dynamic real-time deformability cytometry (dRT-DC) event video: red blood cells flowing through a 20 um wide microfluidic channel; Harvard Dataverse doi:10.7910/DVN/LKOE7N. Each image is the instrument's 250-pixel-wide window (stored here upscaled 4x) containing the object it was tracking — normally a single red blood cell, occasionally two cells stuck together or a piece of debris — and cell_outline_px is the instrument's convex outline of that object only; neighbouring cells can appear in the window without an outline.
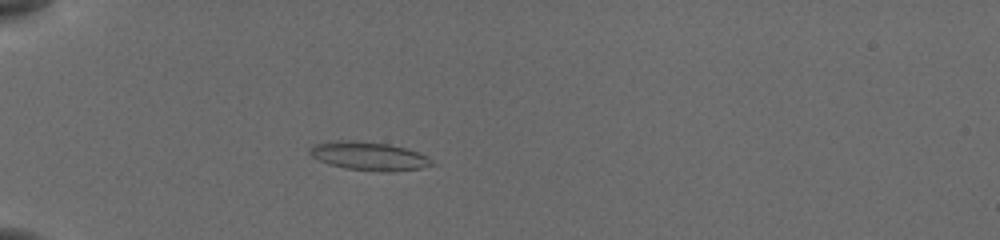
{"species": "common noctule bat (a hibernating species)", "species_latin": "Nyctalus noctula", "temperature_condition": "cold", "stored_images_in_passage": 55, "camera_frame_rate_fps": 3000, "um_per_image_px": 0.085, "animal": {"sex": "female", "body_mass_g": 19.5, "forearm_length_mm": 54.1}, "frame": {"image": 1, "passage_image": 18, "time_ms": 5.667, "image_size_px": [1000, 240], "cell_outline_px": [[436, 164], [420, 168], [392, 172], [388, 172], [344, 168], [328, 164], [312, 156], [308, 152], [308, 148], [316, 144], [336, 140], [352, 140], [388, 144], [404, 148], [428, 156]], "centroid_in_image_um": [31.35, 13.27], "position_along_channel_um": 53.6, "area_um2": 20.17}}
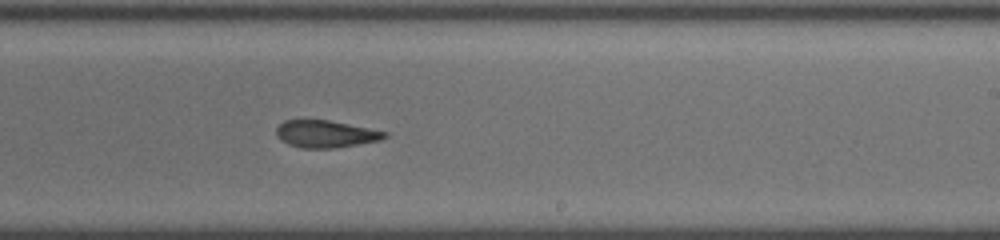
{"frame": {"image": 2, "passage_image": 36, "time_ms": 11.667, "image_size_px": [1000, 240], "cell_outline_px": [[388, 136], [380, 140], [336, 148], [300, 148], [288, 144], [280, 140], [276, 136], [276, 128], [284, 120], [328, 120], [388, 132]], "centroid_in_image_um": [27.65, 11.39], "position_along_channel_um": 261.3, "area_um2": 17.17}}
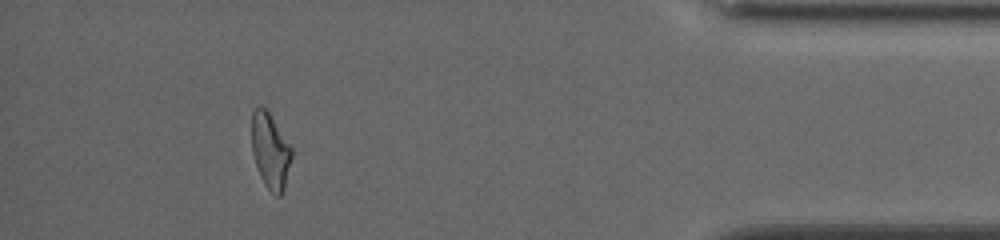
{"frame": {"image": 3, "passage_image": 51, "time_ms": 16.667, "image_size_px": [1000, 240], "cell_outline_px": [[292, 156], [284, 192], [280, 196], [276, 196], [264, 184], [260, 176], [252, 152], [252, 108], [260, 104], [268, 108], [292, 148]], "centroid_in_image_um": [22.98, 12.76], "position_along_channel_um": 412.2, "area_um2": 18.03}, "authors_computed_cell_mechanics": {"area_um2": 18.5538, "velocity_mm_per_s": 3.8576, "shape_relaxation_time_tau1_ms": 6.4606, "shape_relaxation_time_tau2_ms": 2.5807, "deformation_change_tau1": 0.1625, "deformation_change_tau2": 0.1058}}